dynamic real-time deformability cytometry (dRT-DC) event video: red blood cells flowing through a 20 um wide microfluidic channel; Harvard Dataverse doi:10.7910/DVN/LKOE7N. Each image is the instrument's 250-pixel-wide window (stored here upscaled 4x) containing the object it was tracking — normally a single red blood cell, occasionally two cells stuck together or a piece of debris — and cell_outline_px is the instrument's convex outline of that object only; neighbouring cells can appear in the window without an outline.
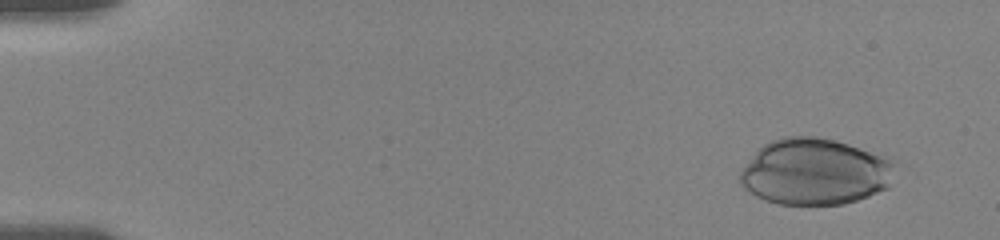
{"species": "human", "species_latin": "Homo sapiens", "temperature_condition": "room temperature", "stored_images_in_passage": 60, "camera_frame_rate_fps": 3000, "um_per_image_px": 0.085, "donor": {"sex": "female"}, "frame": {"image": 1, "passage_image": 3, "time_ms": 0.333, "image_size_px": [1000, 240], "cell_outline_px": [[896, 164], [888, 188], [868, 196], [844, 204], [780, 204], [764, 200], [756, 196], [744, 188], [740, 184], [740, 172], [756, 152], [764, 144], [772, 140], [784, 136], [816, 136], [848, 144], [896, 160]], "centroid_in_image_um": [69.28, 14.6], "position_along_channel_um": 15.7, "area_um2": 59.77}}